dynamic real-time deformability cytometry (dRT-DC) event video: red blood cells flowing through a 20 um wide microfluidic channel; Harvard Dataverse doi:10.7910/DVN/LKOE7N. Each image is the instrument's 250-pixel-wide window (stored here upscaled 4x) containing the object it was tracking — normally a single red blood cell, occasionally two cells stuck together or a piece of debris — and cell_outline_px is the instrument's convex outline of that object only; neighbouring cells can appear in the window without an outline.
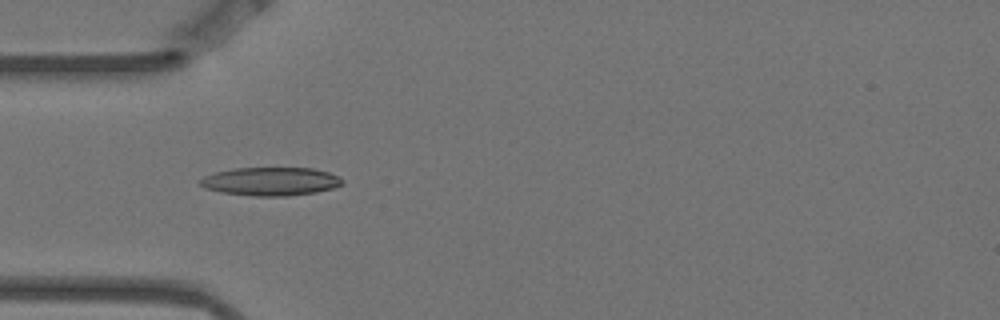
{"species": "Egyptian fruit bat (a non-hibernating species)", "species_latin": "Rousettus aegyptiacus", "temperature_condition": "warm", "stored_images_in_passage": 10, "camera_frame_rate_fps": 3000, "um_per_image_px": 0.085, "animal": {"sex": "female"}, "frame": {"image": 1, "passage_image": 4, "time_ms": 1.0, "image_size_px": [1000, 320], "cell_outline_px": [[344, 184], [332, 188], [316, 192], [284, 196], [252, 196], [220, 192], [204, 188], [200, 184], [200, 180], [204, 176], [216, 172], [232, 168], [312, 168], [328, 172], [344, 180]], "centroid_in_image_um": [22.99, 15.42], "position_along_channel_um": 62.0, "area_um2": 23.47}}
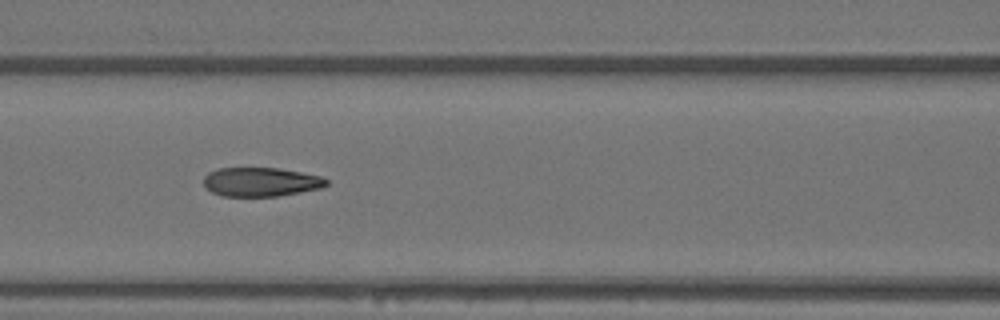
{"frame": {"image": 2, "passage_image": 6, "time_ms": 1.667, "image_size_px": [1000, 320], "cell_outline_px": [[328, 184], [324, 188], [276, 196], [224, 196], [212, 192], [204, 188], [204, 176], [208, 172], [220, 168], [276, 168], [300, 172], [320, 176], [328, 180]], "centroid_in_image_um": [22.16, 15.47], "position_along_channel_um": 144.4, "area_um2": 20.75}}
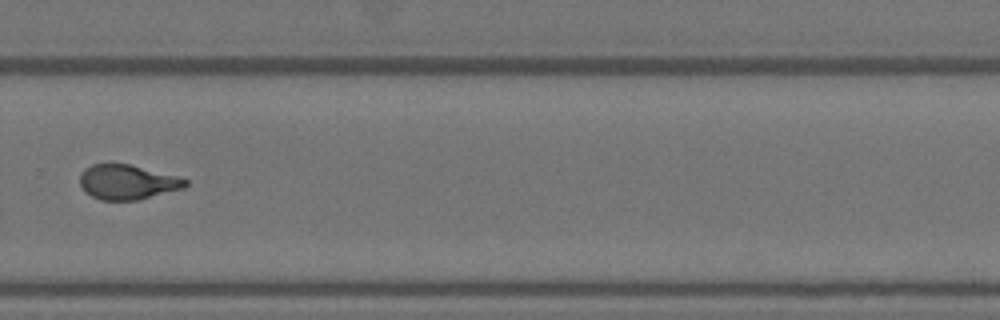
{"frame": {"image": 3, "passage_image": 10, "time_ms": 3.0, "image_size_px": [1000, 320], "cell_outline_px": [[188, 184], [184, 188], [136, 200], [100, 200], [84, 192], [80, 184], [80, 172], [84, 168], [92, 164], [128, 164], [176, 176], [188, 180]], "centroid_in_image_um": [10.78, 15.48], "position_along_channel_um": 319.0, "area_um2": 21.21}}